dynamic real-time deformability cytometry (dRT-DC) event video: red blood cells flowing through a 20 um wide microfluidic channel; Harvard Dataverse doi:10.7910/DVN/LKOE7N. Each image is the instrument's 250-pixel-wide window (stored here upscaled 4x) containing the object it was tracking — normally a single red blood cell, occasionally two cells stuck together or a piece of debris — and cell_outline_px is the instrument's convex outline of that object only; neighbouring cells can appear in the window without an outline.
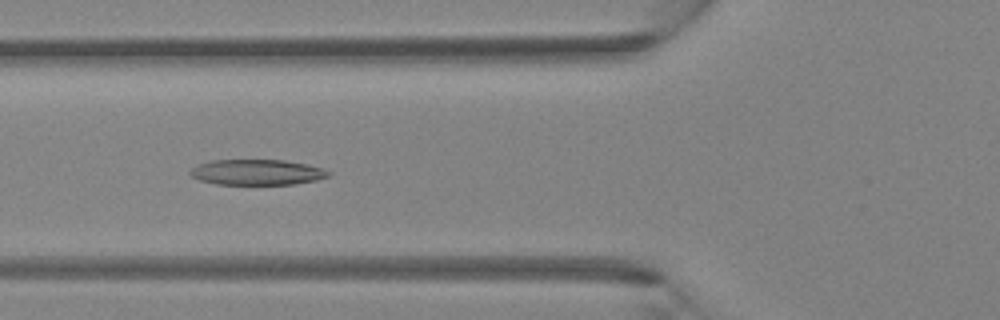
{"species": "Egyptian fruit bat (a non-hibernating species)", "species_latin": "Rousettus aegyptiacus", "temperature_condition": "room temperature", "stored_images_in_passage": 45, "camera_frame_rate_fps": 3000, "um_per_image_px": 0.085, "animal": {"sex": "female"}, "frame": {"image": 1, "passage_image": 17, "time_ms": 5.333, "image_size_px": [1000, 320], "cell_outline_px": [[332, 172], [328, 176], [316, 180], [292, 184], [216, 184], [200, 180], [192, 176], [188, 172], [196, 164], [212, 160], [284, 160], [308, 164], [324, 168]], "centroid_in_image_um": [21.85, 14.63], "position_along_channel_um": 104.0, "area_um2": 20.63}}
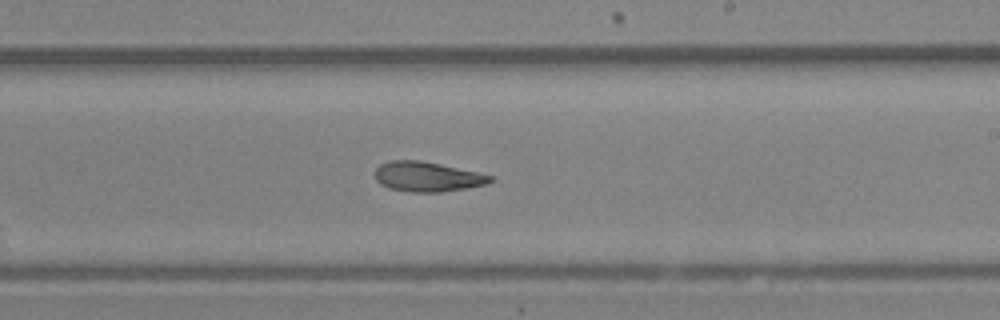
{"frame": {"image": 2, "passage_image": 27, "time_ms": 8.667, "image_size_px": [1000, 320], "cell_outline_px": [[492, 180], [488, 184], [468, 188], [440, 192], [412, 192], [388, 188], [380, 184], [376, 180], [376, 168], [380, 164], [388, 160], [420, 160], [440, 164], [476, 172], [492, 176]], "centroid_in_image_um": [36.29, 15.02], "position_along_channel_um": 252.7, "area_um2": 20.0}}
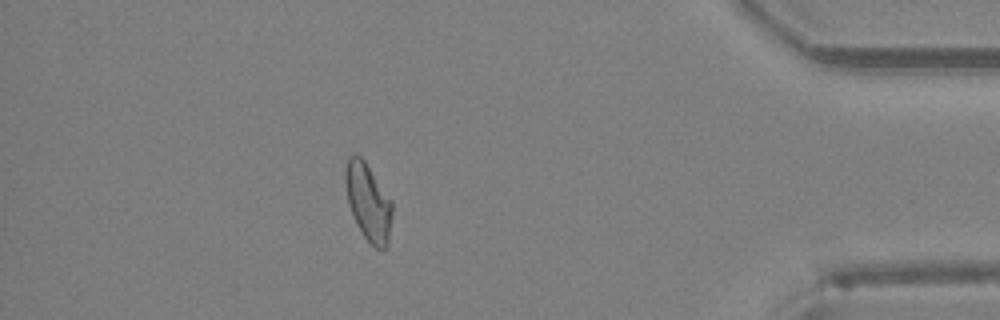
{"frame": {"image": 3, "passage_image": 40, "time_ms": 13.0, "image_size_px": [1000, 320], "cell_outline_px": [[392, 216], [388, 244], [384, 248], [376, 248], [364, 236], [348, 204], [344, 180], [344, 172], [348, 156], [360, 156], [364, 160], [392, 200]], "centroid_in_image_um": [31.3, 17.14], "position_along_channel_um": 403.9, "area_um2": 20.81}}